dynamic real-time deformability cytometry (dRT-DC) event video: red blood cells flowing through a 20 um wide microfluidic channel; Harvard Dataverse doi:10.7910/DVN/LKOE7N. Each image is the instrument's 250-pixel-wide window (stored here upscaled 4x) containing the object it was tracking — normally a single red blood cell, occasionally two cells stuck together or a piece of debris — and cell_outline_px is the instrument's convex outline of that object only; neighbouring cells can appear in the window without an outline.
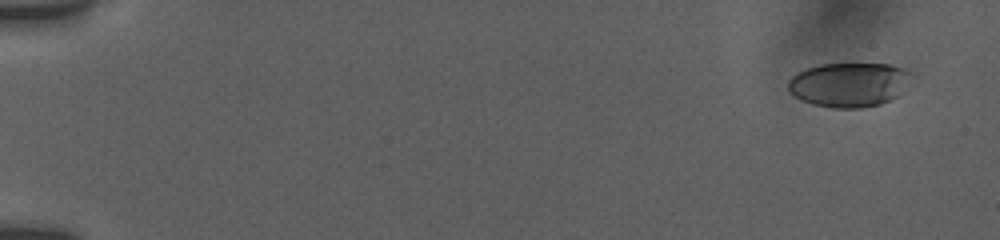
{"species": "human", "species_latin": "Homo sapiens", "temperature_condition": "room temperature", "stored_images_in_passage": 12, "camera_frame_rate_fps": 3000, "um_per_image_px": 0.085, "donor": {"sex": "female"}, "frame": {"image": 1, "passage_image": 2, "time_ms": 1.0, "image_size_px": [1000, 240], "cell_outline_px": [[912, 72], [896, 96], [880, 104], [860, 108], [832, 108], [812, 104], [796, 96], [788, 88], [788, 80], [796, 72], [804, 68], [820, 64], [888, 64], [904, 68]], "centroid_in_image_um": [72.1, 7.18], "position_along_channel_um": 12.9, "area_um2": 31.44}}
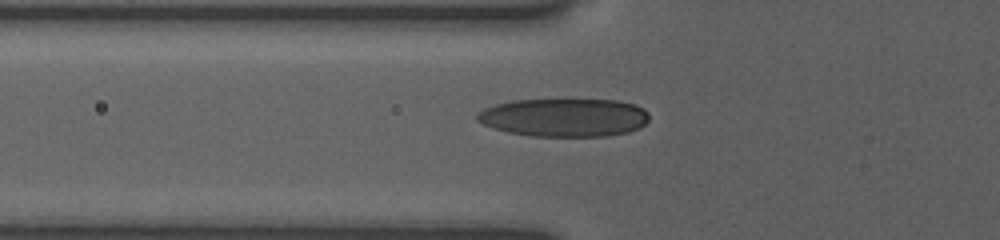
{"frame": {"image": 2, "passage_image": 8, "time_ms": 7.0, "image_size_px": [1000, 240], "cell_outline_px": [[648, 120], [640, 128], [628, 132], [608, 136], [532, 136], [508, 132], [492, 128], [476, 120], [476, 112], [484, 108], [496, 104], [512, 100], [616, 100], [636, 104], [644, 108], [648, 112]], "centroid_in_image_um": [47.96, 9.99], "position_along_channel_um": 77.8, "area_um2": 38.55}}
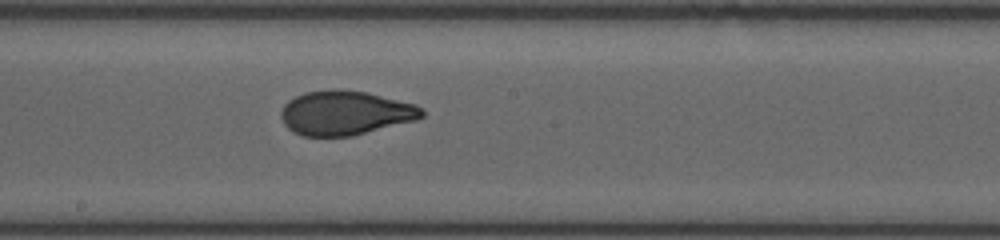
{"frame": {"image": 3, "passage_image": 12, "time_ms": 10.667, "image_size_px": [1000, 240], "cell_outline_px": [[424, 116], [416, 120], [352, 136], [304, 136], [292, 132], [284, 124], [280, 116], [280, 112], [284, 104], [288, 100], [304, 92], [332, 88], [336, 88], [368, 92], [416, 104], [424, 108]], "centroid_in_image_um": [29.34, 9.58], "position_along_channel_um": 218.9, "area_um2": 36.82}}